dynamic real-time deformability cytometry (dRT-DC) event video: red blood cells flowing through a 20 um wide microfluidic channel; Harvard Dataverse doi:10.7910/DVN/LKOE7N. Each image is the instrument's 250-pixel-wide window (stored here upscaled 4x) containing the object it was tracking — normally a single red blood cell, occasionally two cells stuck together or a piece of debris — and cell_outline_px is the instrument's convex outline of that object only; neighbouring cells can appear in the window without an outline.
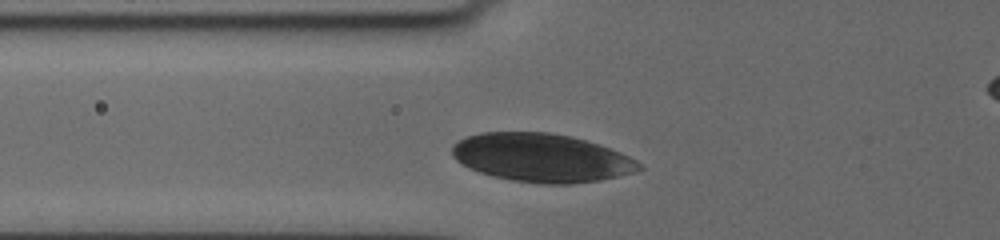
{"species": "human", "species_latin": "Homo sapiens", "temperature_condition": "cold", "stored_images_in_passage": 22, "camera_frame_rate_fps": 3000, "um_per_image_px": 0.085, "donor": {"sex": "female"}, "frame": {"image": 1, "passage_image": 2, "time_ms": 0.333, "image_size_px": [1000, 240], "cell_outline_px": [[644, 168], [636, 172], [600, 180], [572, 184], [548, 184], [512, 180], [492, 176], [468, 168], [456, 160], [452, 156], [452, 148], [460, 140], [468, 136], [480, 132], [548, 132], [568, 136], [584, 140], [620, 152], [636, 160]], "centroid_in_image_um": [46.02, 13.42], "position_along_channel_um": 79.8, "area_um2": 52.42}}
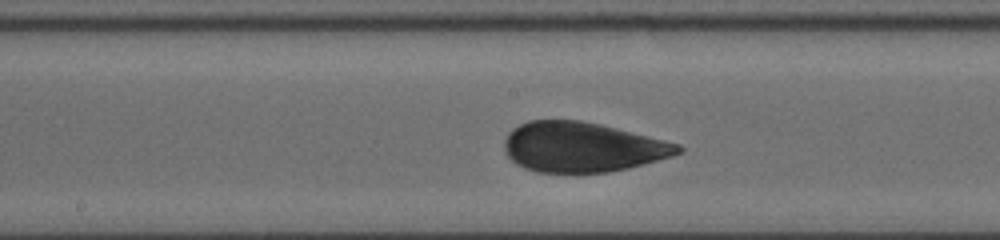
{"frame": {"image": 2, "passage_image": 13, "time_ms": 3.667, "image_size_px": [1000, 240], "cell_outline_px": [[684, 148], [680, 152], [672, 156], [628, 168], [608, 172], [536, 172], [524, 168], [516, 164], [504, 152], [504, 140], [508, 132], [512, 128], [528, 120], [580, 120], [600, 124], [680, 144]], "centroid_in_image_um": [49.45, 12.5], "position_along_channel_um": 198.7, "area_um2": 50.4}}
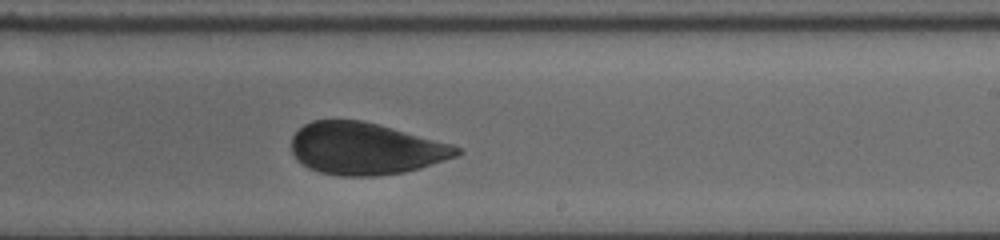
{"frame": {"image": 3, "passage_image": 19, "time_ms": 5.333, "image_size_px": [1000, 240], "cell_outline_px": [[464, 152], [460, 156], [420, 168], [404, 172], [376, 176], [340, 176], [320, 172], [308, 168], [292, 152], [292, 136], [304, 124], [312, 120], [360, 120], [392, 128], [452, 144], [460, 148]], "centroid_in_image_um": [31.1, 12.64], "position_along_channel_um": 257.9, "area_um2": 49.94}}